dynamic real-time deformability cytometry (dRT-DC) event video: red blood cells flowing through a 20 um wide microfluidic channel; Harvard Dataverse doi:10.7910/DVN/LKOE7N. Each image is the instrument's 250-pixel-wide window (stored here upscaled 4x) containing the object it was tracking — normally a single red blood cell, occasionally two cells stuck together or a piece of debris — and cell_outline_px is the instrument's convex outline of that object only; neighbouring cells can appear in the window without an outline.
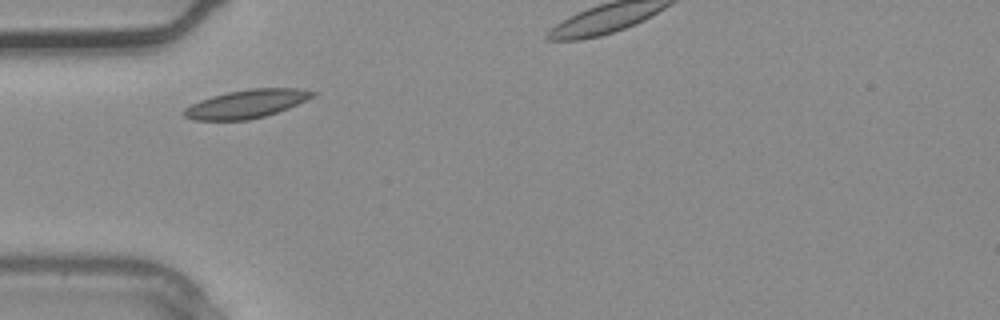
{"species": "common noctule bat (a hibernating species)", "species_latin": "Nyctalus noctula", "temperature_condition": "warm", "stored_images_in_passage": 3, "camera_frame_rate_fps": 3000, "um_per_image_px": 0.085, "animal": {"sex": "male", "body_mass_g": 20.4}, "frame": {"image": 1, "passage_image": 1, "time_ms": 0.0, "image_size_px": [1000, 320], "cell_outline_px": [[320, 92], [316, 96], [288, 108], [264, 116], [248, 120], [192, 120], [184, 116], [184, 108], [200, 100], [212, 96], [228, 92], [248, 88], [296, 88]], "centroid_in_image_um": [20.99, 8.82], "position_along_channel_um": 64.0, "area_um2": 21.27}}